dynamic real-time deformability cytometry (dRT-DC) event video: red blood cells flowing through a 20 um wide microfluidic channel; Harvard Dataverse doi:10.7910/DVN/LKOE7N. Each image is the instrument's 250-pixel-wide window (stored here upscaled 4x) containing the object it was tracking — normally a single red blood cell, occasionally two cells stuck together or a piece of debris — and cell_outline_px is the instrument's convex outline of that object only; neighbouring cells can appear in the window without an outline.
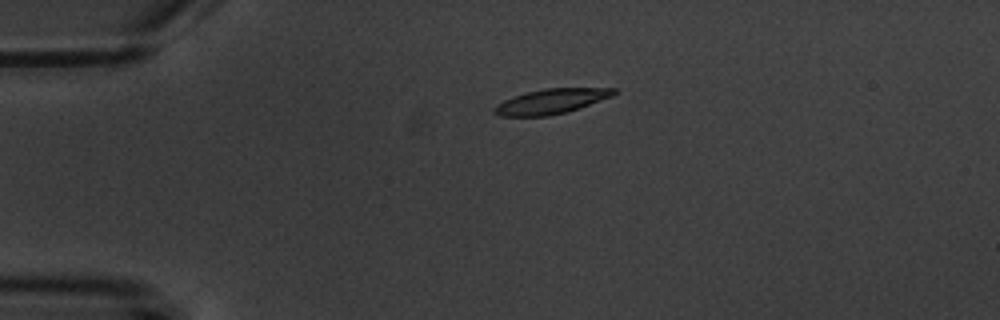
{"species": "common noctule bat (a hibernating species)", "species_latin": "Nyctalus noctula", "temperature_condition": "warm", "stored_images_in_passage": 2, "camera_frame_rate_fps": 3000, "um_per_image_px": 0.085, "animal": {"sex": "male", "body_mass_g": 20.1, "forearm_length_mm": 53.5}, "frame": {"image": 1, "passage_image": 1, "time_ms": 0.0, "image_size_px": [1000, 320], "cell_outline_px": [[616, 92], [612, 96], [580, 108], [548, 116], [500, 116], [492, 112], [492, 108], [496, 104], [504, 100], [528, 92], [544, 88], [616, 88]], "centroid_in_image_um": [46.83, 8.62], "position_along_channel_um": 38.2, "area_um2": 17.22}}